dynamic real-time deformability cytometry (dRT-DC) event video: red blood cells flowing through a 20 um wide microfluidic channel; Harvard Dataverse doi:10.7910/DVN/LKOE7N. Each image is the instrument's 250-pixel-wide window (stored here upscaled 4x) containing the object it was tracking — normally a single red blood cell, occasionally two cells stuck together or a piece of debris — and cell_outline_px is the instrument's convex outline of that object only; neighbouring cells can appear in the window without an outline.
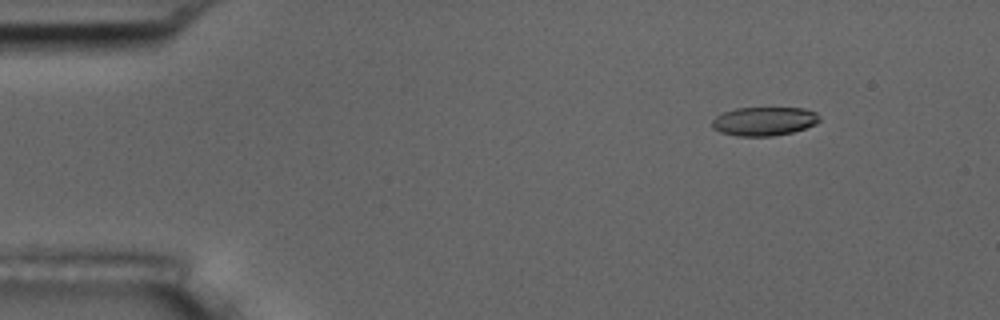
{"species": "common noctule bat (a hibernating species)", "species_latin": "Nyctalus noctula", "temperature_condition": "room temperature", "stored_images_in_passage": 4, "camera_frame_rate_fps": 3000, "um_per_image_px": 0.085, "animal": {"sex": "male", "body_mass_g": 17.5, "forearm_length_mm": 52.3}, "frame": {"image": 1, "passage_image": 2, "time_ms": 1.0, "image_size_px": [1000, 320], "cell_outline_px": [[820, 120], [816, 124], [792, 132], [772, 136], [736, 136], [720, 132], [712, 128], [712, 120], [716, 116], [724, 112], [736, 108], [804, 108], [816, 112], [820, 116]], "centroid_in_image_um": [64.95, 10.3], "position_along_channel_um": 20.1, "area_um2": 18.03}}
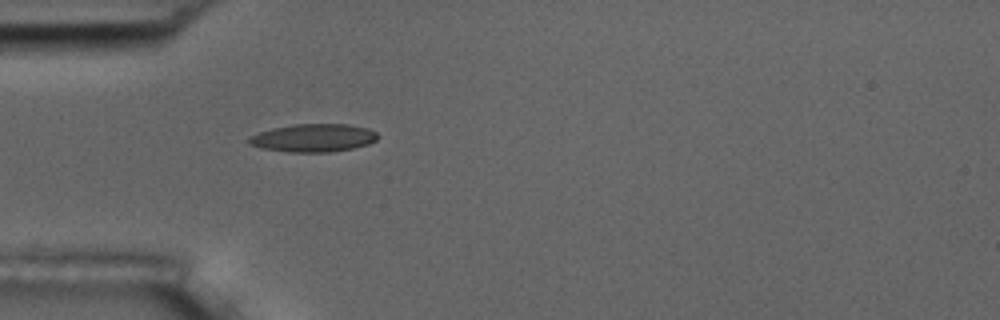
{"frame": {"image": 2, "passage_image": 4, "time_ms": 4.333, "image_size_px": [1000, 320], "cell_outline_px": [[380, 136], [376, 140], [368, 144], [352, 148], [328, 152], [288, 152], [264, 148], [248, 144], [244, 140], [248, 136], [272, 128], [296, 124], [348, 124], [368, 128], [376, 132]], "centroid_in_image_um": [26.62, 11.71], "position_along_channel_um": 58.4, "area_um2": 21.1}}